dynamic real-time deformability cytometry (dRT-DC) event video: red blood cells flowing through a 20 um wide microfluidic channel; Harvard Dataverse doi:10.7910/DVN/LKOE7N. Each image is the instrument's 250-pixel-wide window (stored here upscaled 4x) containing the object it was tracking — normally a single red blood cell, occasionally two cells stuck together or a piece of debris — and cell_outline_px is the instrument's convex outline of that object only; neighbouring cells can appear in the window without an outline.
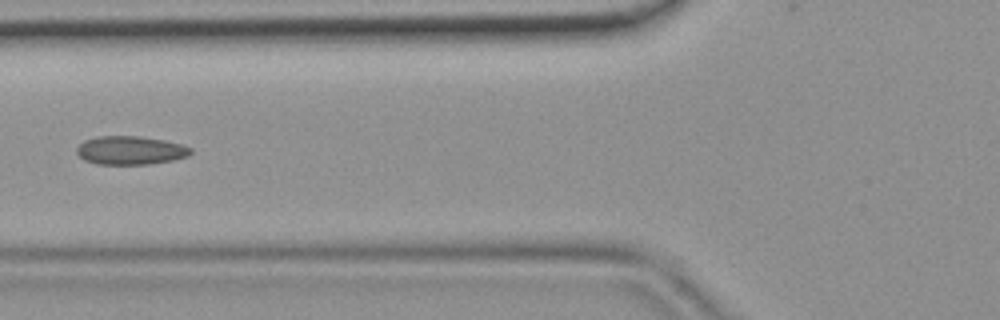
{"species": "common noctule bat (a hibernating species)", "species_latin": "Nyctalus noctula", "temperature_condition": "room temperature", "stored_images_in_passage": 48, "camera_frame_rate_fps": 3000, "um_per_image_px": 0.085, "animal": {"sex": "female", "body_mass_g": 19.9}, "frame": {"image": 1, "passage_image": 19, "time_ms": 6.0, "image_size_px": [1000, 320], "cell_outline_px": [[192, 152], [188, 156], [172, 160], [148, 164], [96, 164], [84, 160], [76, 152], [76, 148], [84, 140], [100, 136], [140, 136], [164, 140], [180, 144], [192, 148]], "centroid_in_image_um": [11.07, 12.78], "position_along_channel_um": 114.7, "area_um2": 18.9}}
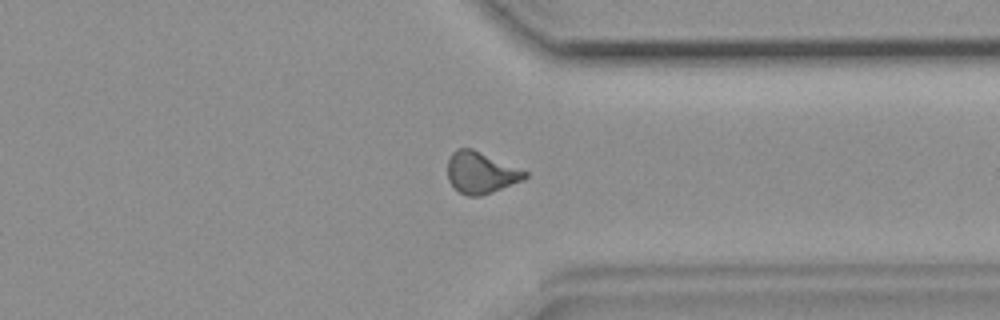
{"frame": {"image": 2, "passage_image": 37, "time_ms": 12.0, "image_size_px": [1000, 320], "cell_outline_px": [[528, 176], [524, 180], [492, 192], [480, 196], [468, 196], [460, 192], [448, 180], [448, 160], [452, 152], [456, 148], [472, 148], [528, 172]], "centroid_in_image_um": [40.87, 14.67], "position_along_channel_um": 370.5, "area_um2": 18.61}}
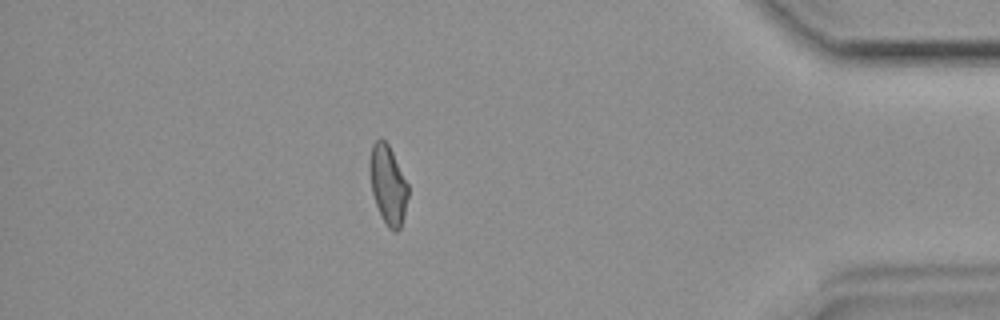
{"frame": {"image": 3, "passage_image": 42, "time_ms": 13.667, "image_size_px": [1000, 320], "cell_outline_px": [[408, 196], [400, 228], [396, 232], [392, 232], [388, 228], [376, 204], [372, 192], [372, 144], [380, 136], [388, 144], [408, 184]], "centroid_in_image_um": [33.02, 15.73], "position_along_channel_um": 402.2, "area_um2": 16.82}}